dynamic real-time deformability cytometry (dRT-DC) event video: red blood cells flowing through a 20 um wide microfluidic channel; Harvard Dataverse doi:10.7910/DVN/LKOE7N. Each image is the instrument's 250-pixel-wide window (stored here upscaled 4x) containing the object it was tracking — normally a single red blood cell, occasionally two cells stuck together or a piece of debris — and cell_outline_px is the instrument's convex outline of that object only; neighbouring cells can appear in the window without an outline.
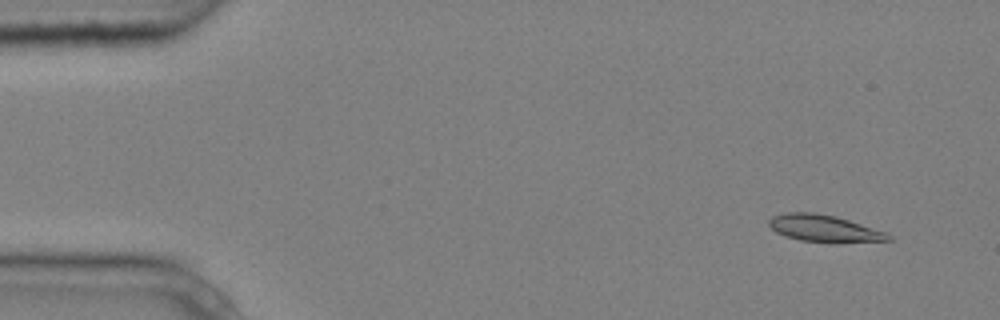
{"species": "common noctule bat (a hibernating species)", "species_latin": "Nyctalus noctula", "temperature_condition": "cold", "stored_images_in_passage": 5, "segment_of_instrument_passage": [1, 2], "camera_frame_rate_fps": 3000, "um_per_image_px": 0.085, "animal": {"sex": "male", "body_mass_g": 20.4}, "frame": {"image": 1, "passage_image": 1, "time_ms": 0.0, "image_size_px": [1000, 320], "cell_outline_px": [[892, 240], [836, 244], [832, 244], [800, 240], [776, 232], [768, 224], [768, 220], [772, 216], [788, 212], [812, 212], [836, 216], [888, 232], [892, 236]], "centroid_in_image_um": [70.12, 19.44], "position_along_channel_um": 14.9, "area_um2": 19.19}}
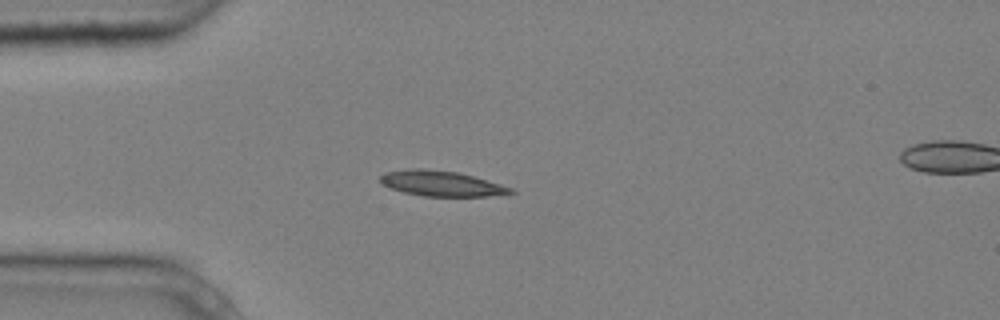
{"frame": {"image": 2, "passage_image": 4, "time_ms": 1.0, "image_size_px": [1000, 320], "cell_outline_px": [[516, 192], [488, 196], [424, 196], [404, 192], [392, 188], [384, 184], [380, 180], [380, 176], [384, 172], [412, 168], [424, 168], [456, 172], [472, 176], [500, 184], [512, 188]], "centroid_in_image_um": [37.49, 15.59], "position_along_channel_um": 47.5, "area_um2": 18.96}}